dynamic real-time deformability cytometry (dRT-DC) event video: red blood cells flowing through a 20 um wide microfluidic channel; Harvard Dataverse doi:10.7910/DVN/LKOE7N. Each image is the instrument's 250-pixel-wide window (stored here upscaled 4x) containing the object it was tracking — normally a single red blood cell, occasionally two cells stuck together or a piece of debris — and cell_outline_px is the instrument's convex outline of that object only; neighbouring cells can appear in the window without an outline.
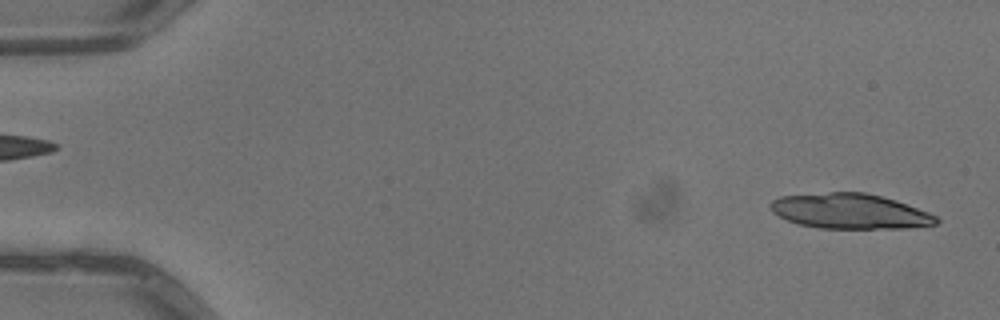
{"species": "common noctule bat (a hibernating species)", "species_latin": "Nyctalus noctula", "temperature_condition": "warm", "stored_images_in_passage": 4, "segment_of_instrument_passage": [2, 2], "camera_frame_rate_fps": 3000, "um_per_image_px": 0.085, "animal": {"sex": "male", "body_mass_g": 13.3}, "frame": {"image": 1, "passage_image": 4, "time_ms": 1.0, "image_size_px": [1000, 320], "cell_outline_px": [[940, 220], [936, 224], [908, 228], [820, 228], [800, 224], [788, 220], [772, 212], [768, 204], [772, 200], [780, 196], [828, 192], [864, 192], [896, 200], [928, 212], [936, 216]], "centroid_in_image_um": [72.24, 17.95], "position_along_channel_um": 12.8, "area_um2": 33.87}}